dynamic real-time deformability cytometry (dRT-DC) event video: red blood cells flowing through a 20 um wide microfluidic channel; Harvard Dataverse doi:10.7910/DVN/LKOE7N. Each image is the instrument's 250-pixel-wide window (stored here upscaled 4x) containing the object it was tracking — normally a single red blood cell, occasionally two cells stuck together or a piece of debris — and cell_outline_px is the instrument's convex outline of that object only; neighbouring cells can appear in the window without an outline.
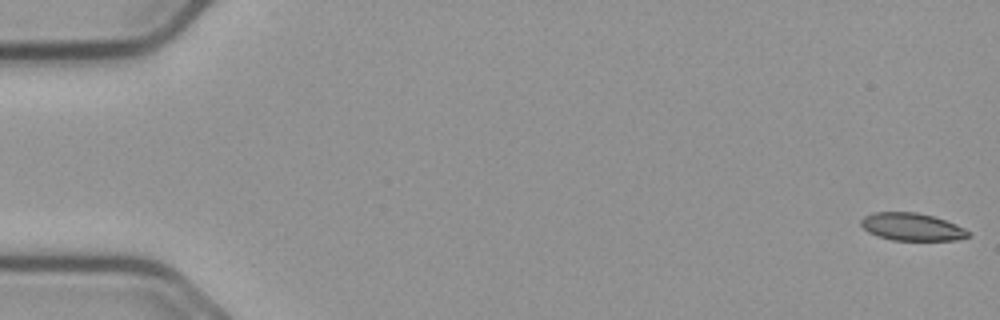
{"species": "common noctule bat (a hibernating species)", "species_latin": "Nyctalus noctula", "temperature_condition": "cold", "stored_images_in_passage": 56, "camera_frame_rate_fps": 3000, "um_per_image_px": 0.085, "animal": {"sex": "male", "body_mass_g": 23.1, "forearm_length_mm": 52.7}, "frame": {"image": 1, "passage_image": 1, "time_ms": 0.0, "image_size_px": [1000, 320], "cell_outline_px": [[972, 236], [956, 240], [892, 240], [876, 236], [868, 232], [860, 224], [860, 220], [864, 216], [872, 212], [916, 212], [932, 216], [956, 224], [972, 232]], "centroid_in_image_um": [77.51, 19.29], "position_along_channel_um": 7.5, "area_um2": 17.4}}
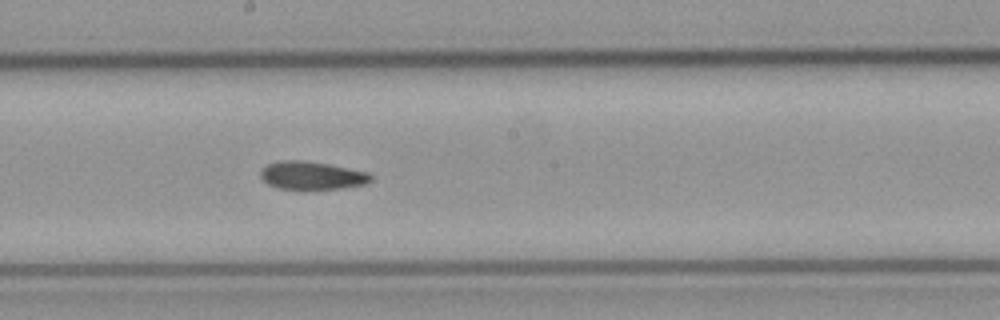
{"frame": {"image": 2, "passage_image": 31, "time_ms": 10.0, "image_size_px": [1000, 320], "cell_outline_px": [[372, 180], [364, 184], [344, 188], [300, 192], [280, 188], [268, 184], [260, 176], [260, 172], [268, 164], [280, 160], [304, 160], [328, 164], [368, 172], [372, 176]], "centroid_in_image_um": [26.5, 14.96], "position_along_channel_um": 221.7, "area_um2": 18.61}}
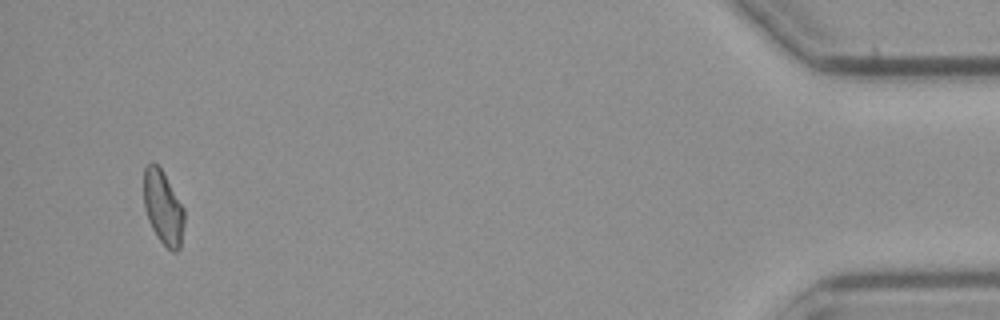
{"frame": {"image": 3, "passage_image": 54, "time_ms": 17.667, "image_size_px": [1000, 320], "cell_outline_px": [[184, 224], [180, 248], [176, 252], [172, 252], [156, 236], [148, 220], [144, 208], [144, 168], [152, 160], [164, 172], [184, 208]], "centroid_in_image_um": [13.86, 17.63], "position_along_channel_um": 421.3, "area_um2": 17.57}, "authors_computed_cell_mechanics": {"area_um2": 18.4093, "velocity_mm_per_s": 3.6767, "shape_relaxation_time_tau1_ms": null, "shape_relaxation_time_tau2_ms": 7.5221, "deformation_change_tau1": null, "deformation_change_tau2": 0.1291}}